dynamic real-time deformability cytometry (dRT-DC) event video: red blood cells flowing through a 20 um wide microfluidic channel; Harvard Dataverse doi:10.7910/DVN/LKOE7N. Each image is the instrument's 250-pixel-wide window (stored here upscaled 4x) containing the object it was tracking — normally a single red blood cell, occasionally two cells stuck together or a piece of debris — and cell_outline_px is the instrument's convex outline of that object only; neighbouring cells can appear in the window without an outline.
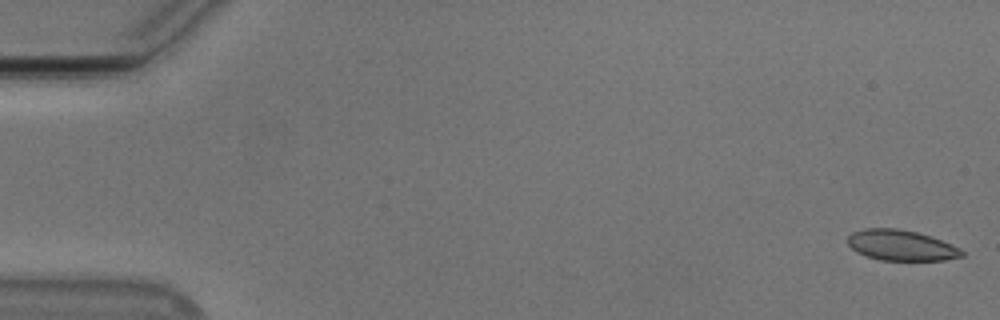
{"species": "Egyptian fruit bat (a non-hibernating species)", "species_latin": "Rousettus aegyptiacus", "temperature_condition": "cold", "stored_images_in_passage": 17, "camera_frame_rate_fps": 3000, "um_per_image_px": 0.085, "animal": {"sex": "male"}, "frame": {"image": 1, "passage_image": 1, "time_ms": 0.0, "image_size_px": [1000, 320], "cell_outline_px": [[964, 256], [944, 260], [880, 260], [864, 256], [856, 252], [848, 244], [848, 236], [852, 232], [864, 228], [896, 228], [916, 232], [940, 240], [960, 248], [964, 252]], "centroid_in_image_um": [76.56, 20.86], "position_along_channel_um": 8.4, "area_um2": 20.29}}
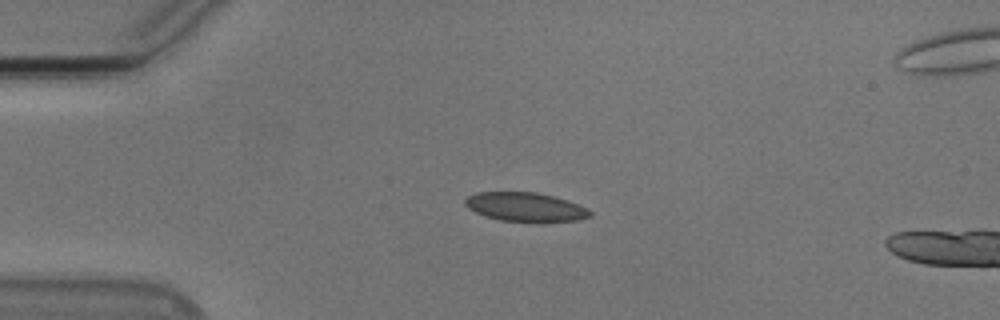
{"frame": {"image": 2, "passage_image": 13, "time_ms": 4.0, "image_size_px": [1000, 320], "cell_outline_px": [[592, 216], [580, 220], [544, 224], [540, 224], [500, 220], [484, 216], [468, 208], [464, 204], [464, 200], [468, 196], [476, 192], [536, 192], [552, 196], [588, 208], [592, 212]], "centroid_in_image_um": [44.69, 17.64], "position_along_channel_um": 40.3, "area_um2": 21.73}}